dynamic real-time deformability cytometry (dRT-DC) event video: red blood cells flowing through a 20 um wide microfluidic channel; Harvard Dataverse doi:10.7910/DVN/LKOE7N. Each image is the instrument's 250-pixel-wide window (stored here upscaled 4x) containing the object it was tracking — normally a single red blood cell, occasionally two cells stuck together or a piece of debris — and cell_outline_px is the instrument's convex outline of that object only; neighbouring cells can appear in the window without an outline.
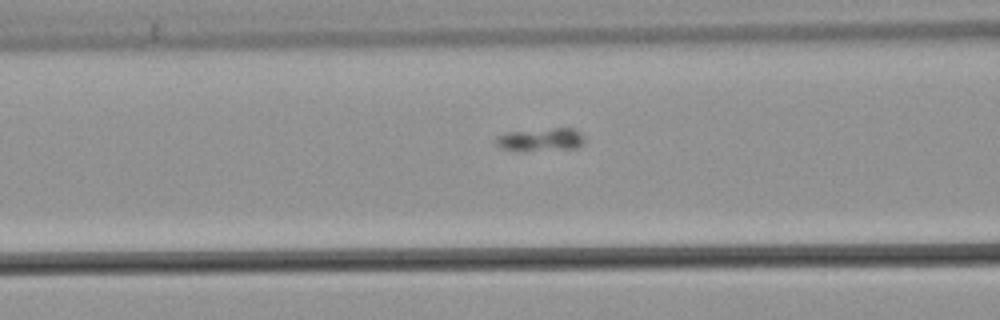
{"species": "common noctule bat (a hibernating species)", "species_latin": "Nyctalus noctula", "temperature_condition": "warm", "stored_images_in_passage": 44, "camera_frame_rate_fps": 3000, "um_per_image_px": 0.085, "animal": {"sex": "male", "body_mass_g": 21.5, "forearm_length_mm": 52.0}, "frame": {"image": 1, "passage_image": 15, "time_ms": 4.667, "image_size_px": [1000, 320], "cell_outline_px": [[584, 140], [576, 148], [520, 152], [512, 152], [500, 148], [496, 144], [496, 136], [508, 132], [556, 128], [572, 128], [580, 132], [584, 136]], "centroid_in_image_um": [45.9, 11.89], "position_along_channel_um": 120.7, "area_um2": 12.14}}
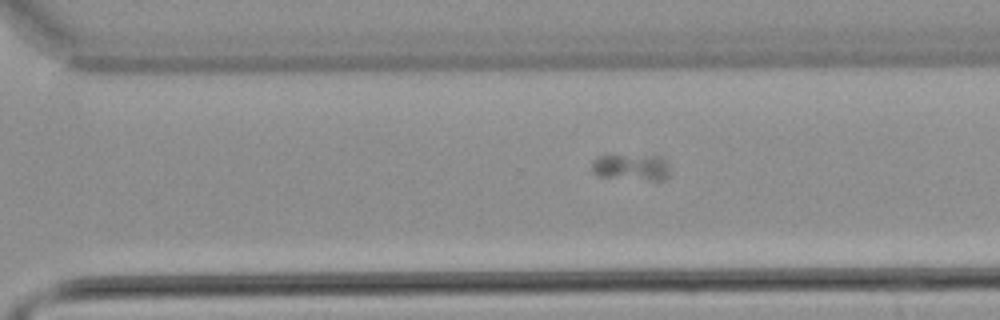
{"frame": {"image": 2, "passage_image": 32, "time_ms": 10.333, "image_size_px": [1000, 320], "cell_outline_px": [[668, 176], [664, 180], [652, 180], [596, 176], [592, 172], [592, 160], [596, 156], [660, 156], [668, 164]], "centroid_in_image_um": [53.63, 14.22], "position_along_channel_um": 317.0, "area_um2": 11.85}}
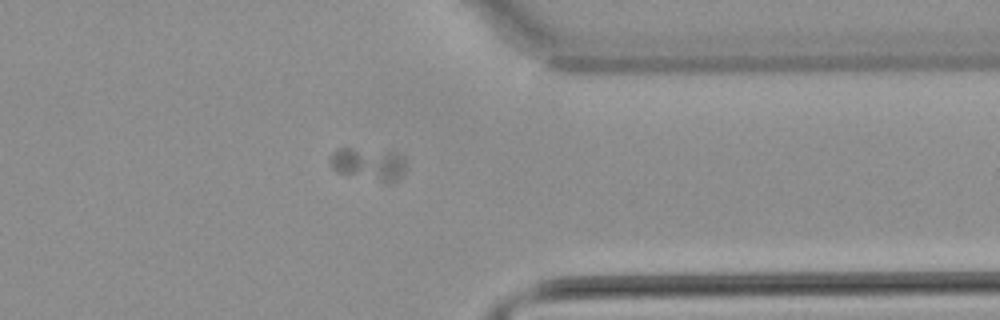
{"frame": {"image": 3, "passage_image": 38, "time_ms": 12.333, "image_size_px": [1000, 320], "cell_outline_px": [[404, 172], [396, 180], [388, 184], [384, 184], [336, 172], [332, 168], [328, 160], [328, 156], [336, 148], [352, 148], [396, 152], [404, 160]], "centroid_in_image_um": [31.26, 13.96], "position_along_channel_um": 380.1, "area_um2": 14.8}}